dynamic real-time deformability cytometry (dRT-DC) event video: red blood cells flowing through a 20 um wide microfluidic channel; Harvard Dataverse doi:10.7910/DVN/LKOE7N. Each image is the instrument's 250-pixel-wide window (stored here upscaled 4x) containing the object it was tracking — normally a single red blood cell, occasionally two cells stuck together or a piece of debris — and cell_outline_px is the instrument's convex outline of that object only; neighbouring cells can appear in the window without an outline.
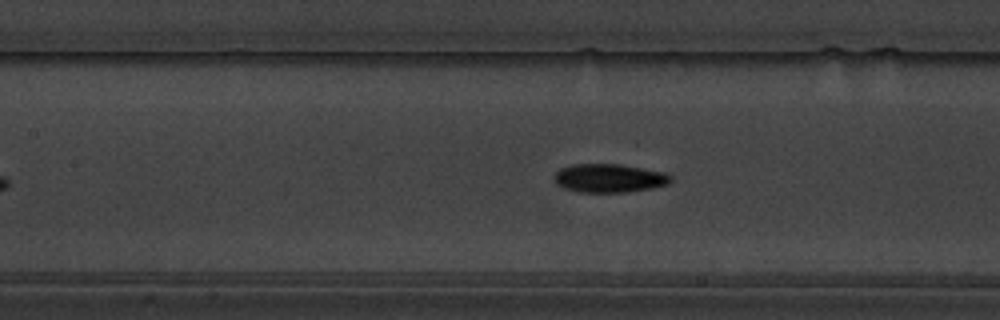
{"species": "common noctule bat (a hibernating species)", "species_latin": "Nyctalus noctula", "temperature_condition": "warm", "stored_images_in_passage": 39, "camera_frame_rate_fps": 3000, "um_per_image_px": 0.085, "animal": {"sex": "male", "body_mass_g": 19.5, "forearm_length_mm": 54.6}, "frame": {"image": 1, "passage_image": 17, "time_ms": 5.333, "image_size_px": [1000, 320], "cell_outline_px": [[672, 180], [668, 184], [652, 188], [628, 192], [580, 192], [564, 188], [556, 184], [552, 180], [552, 176], [560, 168], [572, 164], [620, 164], [664, 172], [672, 176]], "centroid_in_image_um": [51.75, 15.14], "position_along_channel_um": 155.7, "area_um2": 19.59}}
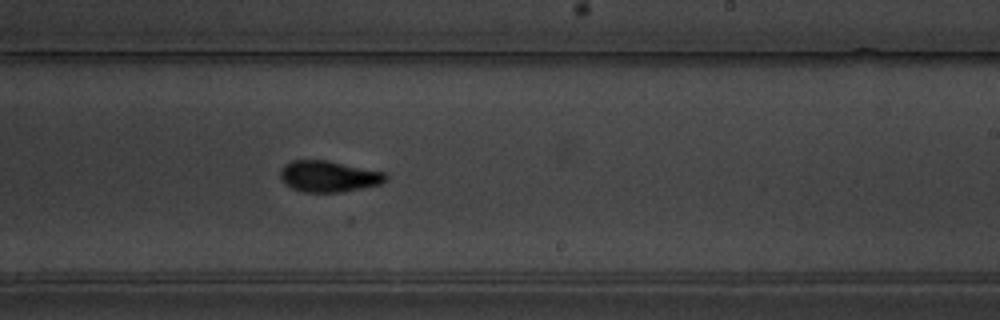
{"frame": {"image": 2, "passage_image": 26, "time_ms": 8.333, "image_size_px": [1000, 320], "cell_outline_px": [[388, 180], [380, 184], [340, 192], [304, 192], [292, 188], [284, 184], [280, 176], [280, 168], [284, 164], [292, 160], [328, 160], [384, 172], [388, 176]], "centroid_in_image_um": [27.91, 14.98], "position_along_channel_um": 261.1, "area_um2": 19.25}}
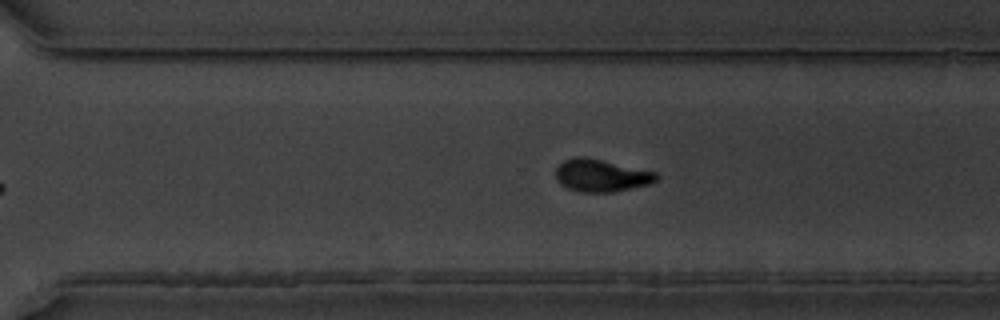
{"frame": {"image": 3, "passage_image": 31, "time_ms": 10.0, "image_size_px": [1000, 320], "cell_outline_px": [[660, 176], [652, 184], [612, 192], [580, 192], [568, 188], [560, 184], [556, 180], [556, 168], [564, 160], [572, 156], [580, 156], [600, 160], [656, 172]], "centroid_in_image_um": [51.09, 14.93], "position_along_channel_um": 319.5, "area_um2": 18.96}, "authors_computed_cell_mechanics": {"area_um2": 19.074, "velocity_mm_per_s": 3.5199, "shape_relaxation_time_tau1_ms": 3.736, "shape_relaxation_time_tau2_ms": 3.1741, "deformation_change_tau1": 0.178, "deformation_change_tau2": 0.0521}}